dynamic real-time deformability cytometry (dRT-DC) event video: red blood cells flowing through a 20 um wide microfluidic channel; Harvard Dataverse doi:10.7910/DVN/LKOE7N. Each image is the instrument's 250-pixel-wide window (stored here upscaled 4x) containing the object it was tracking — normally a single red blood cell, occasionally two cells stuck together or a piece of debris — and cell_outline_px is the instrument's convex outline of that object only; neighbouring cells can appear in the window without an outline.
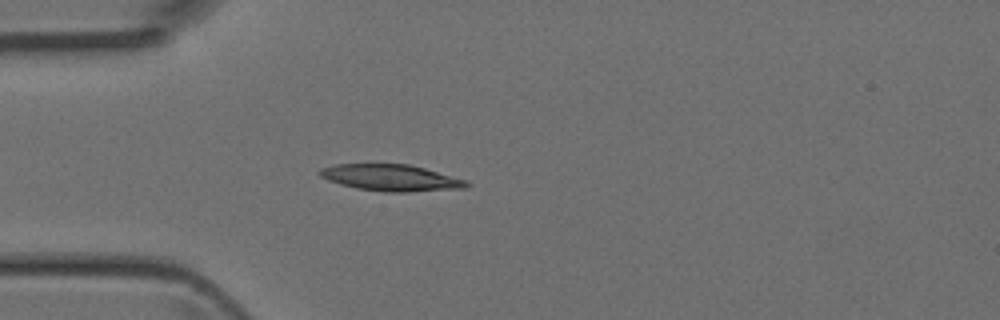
{"species": "Egyptian fruit bat (a non-hibernating species)", "species_latin": "Rousettus aegyptiacus", "temperature_condition": "room temperature", "stored_images_in_passage": 2, "camera_frame_rate_fps": 3000, "um_per_image_px": 0.085, "animal": {"sex": "female"}, "frame": {"image": 1, "passage_image": 2, "time_ms": 0.333, "image_size_px": [1000, 320], "cell_outline_px": [[472, 184], [468, 188], [408, 192], [388, 192], [356, 188], [340, 184], [328, 180], [320, 176], [316, 172], [320, 168], [336, 164], [408, 164], [424, 168], [468, 180]], "centroid_in_image_um": [33.26, 15.11], "position_along_channel_um": 51.7, "area_um2": 22.83}}